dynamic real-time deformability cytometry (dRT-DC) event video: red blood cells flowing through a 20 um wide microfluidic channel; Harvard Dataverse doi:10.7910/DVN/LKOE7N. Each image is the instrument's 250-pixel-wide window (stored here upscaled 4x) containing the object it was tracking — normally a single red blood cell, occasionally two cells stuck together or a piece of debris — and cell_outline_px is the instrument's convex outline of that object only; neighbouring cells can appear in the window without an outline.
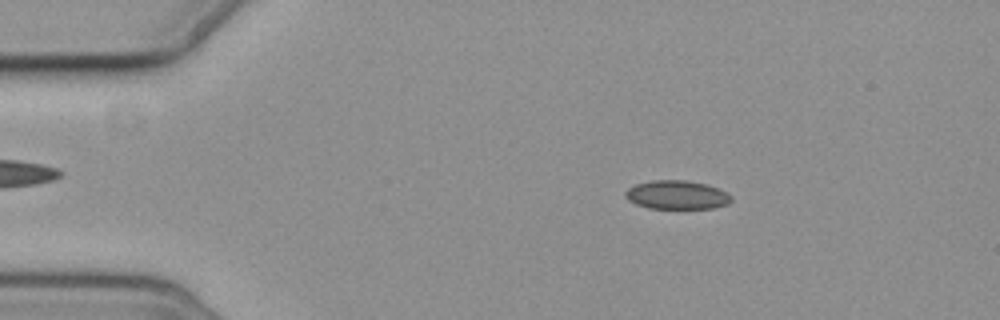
{"species": "common noctule bat (a hibernating species)", "species_latin": "Nyctalus noctula", "temperature_condition": "cold", "stored_images_in_passage": 4, "camera_frame_rate_fps": 3000, "um_per_image_px": 0.085, "animal": {"sex": "female", "body_mass_g": 19.3, "forearm_length_mm": 54.1}, "frame": {"image": 1, "passage_image": 2, "time_ms": 1.333, "image_size_px": [1000, 320], "cell_outline_px": [[732, 200], [728, 204], [712, 208], [648, 208], [636, 204], [628, 200], [624, 196], [624, 192], [628, 188], [636, 184], [652, 180], [688, 180], [708, 184], [728, 192], [732, 196]], "centroid_in_image_um": [57.54, 16.55], "position_along_channel_um": 27.5, "area_um2": 17.92}}